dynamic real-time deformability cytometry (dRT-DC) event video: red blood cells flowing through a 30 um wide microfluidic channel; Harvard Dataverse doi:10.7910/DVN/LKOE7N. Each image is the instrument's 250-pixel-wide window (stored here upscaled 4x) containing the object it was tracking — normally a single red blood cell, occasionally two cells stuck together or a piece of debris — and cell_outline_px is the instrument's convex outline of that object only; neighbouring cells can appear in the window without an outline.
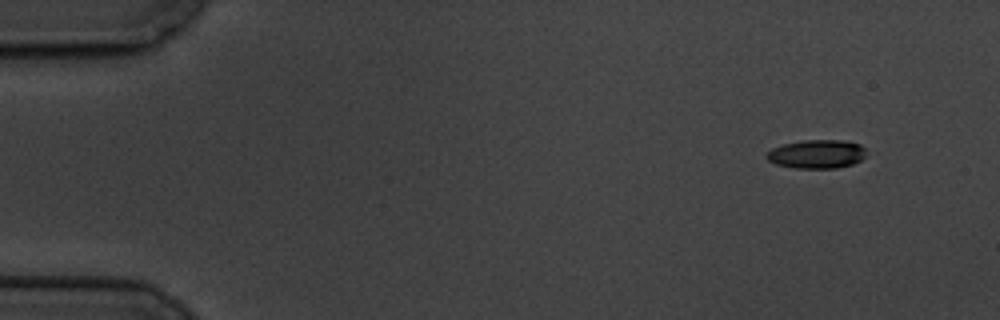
{"species": "common noctule bat (a hibernating species)", "species_latin": "Nyctalus noctula", "temperature_condition": "cold", "stored_images_in_passage": 5, "camera_frame_rate_fps": 3000, "um_per_image_px": 0.085, "animal": {"sex": "male", "body_mass_g": 19.5, "forearm_length_mm": 54.6}, "frame": {"image": 1, "passage_image": 1, "time_ms": 0.0, "image_size_px": [1000, 320], "cell_outline_px": [[864, 156], [860, 160], [852, 164], [836, 168], [792, 168], [776, 164], [768, 160], [764, 156], [772, 148], [784, 144], [804, 140], [844, 140], [860, 144], [864, 148]], "centroid_in_image_um": [69.4, 13.09], "position_along_channel_um": 15.6, "area_um2": 16.59}}
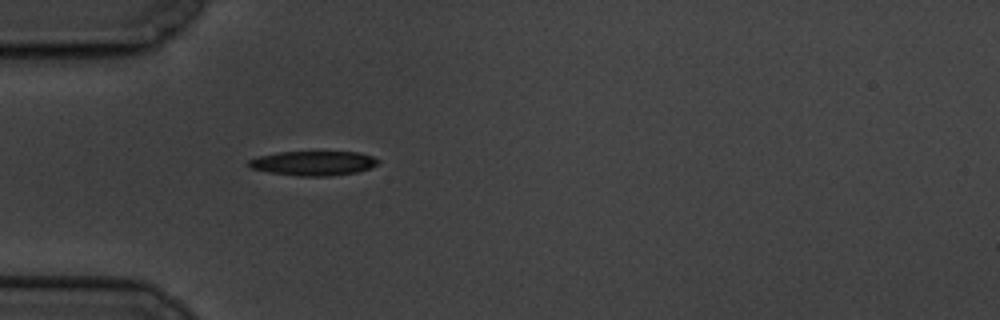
{"frame": {"image": 2, "passage_image": 5, "time_ms": 4.333, "image_size_px": [1000, 320], "cell_outline_px": [[380, 160], [376, 164], [368, 168], [356, 172], [328, 176], [300, 176], [268, 172], [252, 168], [248, 164], [248, 160], [256, 156], [280, 152], [360, 152], [372, 156]], "centroid_in_image_um": [26.61, 13.86], "position_along_channel_um": 58.4, "area_um2": 18.32}}